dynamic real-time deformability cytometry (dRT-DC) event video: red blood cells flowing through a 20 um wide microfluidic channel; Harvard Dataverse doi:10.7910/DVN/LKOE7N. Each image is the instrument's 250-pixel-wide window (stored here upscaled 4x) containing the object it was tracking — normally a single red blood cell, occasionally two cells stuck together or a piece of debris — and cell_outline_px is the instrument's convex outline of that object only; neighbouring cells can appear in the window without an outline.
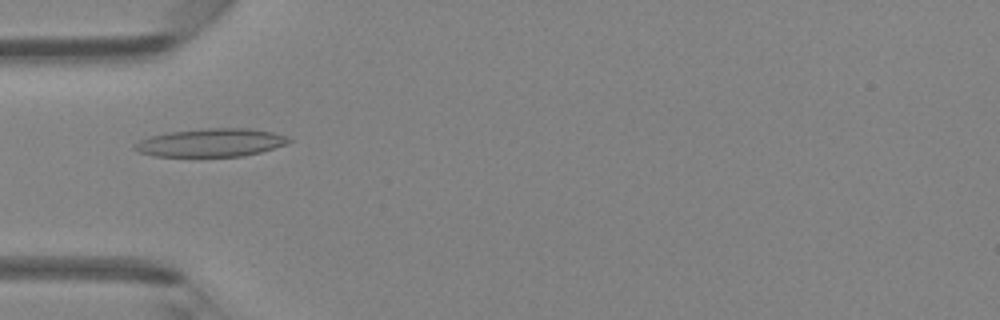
{"species": "Egyptian fruit bat (a non-hibernating species)", "species_latin": "Rousettus aegyptiacus", "temperature_condition": "room temperature", "stored_images_in_passage": 47, "camera_frame_rate_fps": 3000, "um_per_image_px": 0.085, "animal": {"sex": "female"}, "frame": {"image": 1, "passage_image": 15, "time_ms": 4.667, "image_size_px": [1000, 320], "cell_outline_px": [[292, 140], [284, 144], [260, 152], [240, 156], [152, 156], [140, 152], [132, 148], [132, 144], [140, 140], [152, 136], [168, 132], [204, 128], [248, 128], [272, 132], [288, 136]], "centroid_in_image_um": [17.89, 12.12], "position_along_channel_um": 67.1, "area_um2": 25.14}}
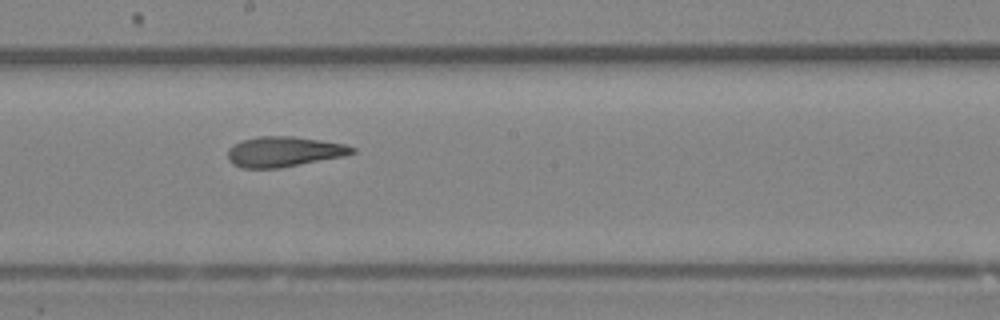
{"frame": {"image": 2, "passage_image": 26, "time_ms": 8.333, "image_size_px": [1000, 320], "cell_outline_px": [[356, 152], [344, 156], [280, 168], [240, 168], [232, 164], [228, 160], [228, 148], [232, 144], [240, 140], [256, 136], [292, 136], [320, 140], [344, 144], [356, 148]], "centroid_in_image_um": [24.09, 12.89], "position_along_channel_um": 224.1, "area_um2": 22.14}}
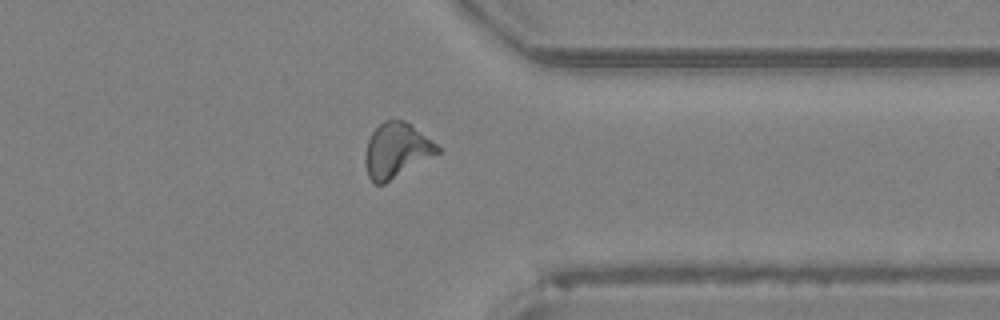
{"frame": {"image": 3, "passage_image": 37, "time_ms": 12.0, "image_size_px": [1000, 320], "cell_outline_px": [[440, 152], [384, 184], [376, 184], [368, 176], [364, 160], [364, 156], [368, 140], [372, 132], [384, 120], [404, 120], [436, 144], [440, 148]], "centroid_in_image_um": [33.66, 12.79], "position_along_channel_um": 377.7, "area_um2": 22.66}, "authors_computed_cell_mechanics": {"area_um2": 22.4842, "velocity_mm_per_s": 4.2998, "shape_relaxation_time_tau1_ms": 7.5446, "shape_relaxation_time_tau2_ms": 2.449, "deformation_change_tau1": 0.2232, "deformation_change_tau2": 0.115}}